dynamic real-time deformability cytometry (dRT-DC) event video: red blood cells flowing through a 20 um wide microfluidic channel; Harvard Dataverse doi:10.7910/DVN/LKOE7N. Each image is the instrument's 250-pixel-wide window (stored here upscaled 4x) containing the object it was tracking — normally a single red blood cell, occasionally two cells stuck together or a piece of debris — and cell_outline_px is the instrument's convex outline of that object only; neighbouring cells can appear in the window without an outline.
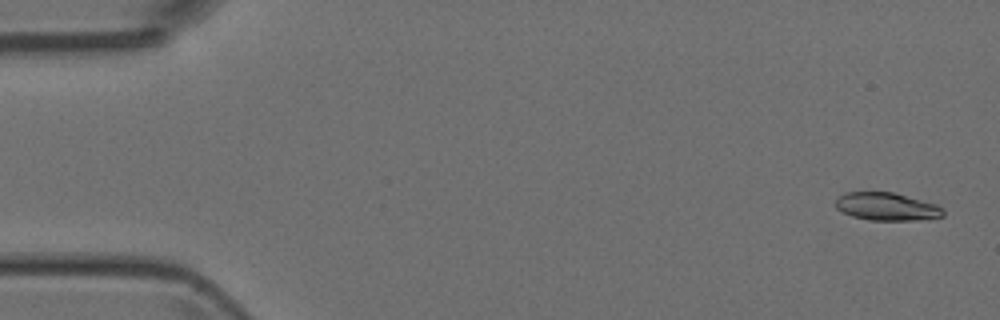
{"species": "Egyptian fruit bat (a non-hibernating species)", "species_latin": "Rousettus aegyptiacus", "temperature_condition": "room temperature", "stored_images_in_passage": 52, "segment_of_instrument_passage": [1, 2], "camera_frame_rate_fps": 3000, "um_per_image_px": 0.085, "animal": {"sex": "female"}, "frame": {"image": 1, "passage_image": 2, "time_ms": 0.333, "image_size_px": [1000, 320], "cell_outline_px": [[944, 216], [916, 220], [868, 220], [852, 216], [836, 208], [836, 200], [844, 192], [892, 192], [936, 204], [944, 208]], "centroid_in_image_um": [75.38, 17.56], "position_along_channel_um": 9.6, "area_um2": 17.34}}
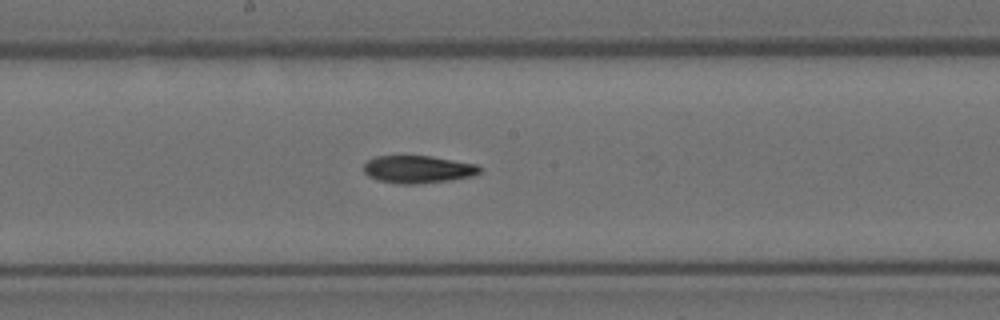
{"frame": {"image": 2, "passage_image": 27, "time_ms": 8.667, "image_size_px": [1000, 320], "cell_outline_px": [[480, 172], [472, 176], [452, 180], [416, 184], [400, 184], [376, 180], [368, 176], [364, 172], [364, 164], [368, 160], [376, 156], [432, 156], [476, 164], [480, 168]], "centroid_in_image_um": [35.51, 14.4], "position_along_channel_um": 212.7, "area_um2": 18.67}}
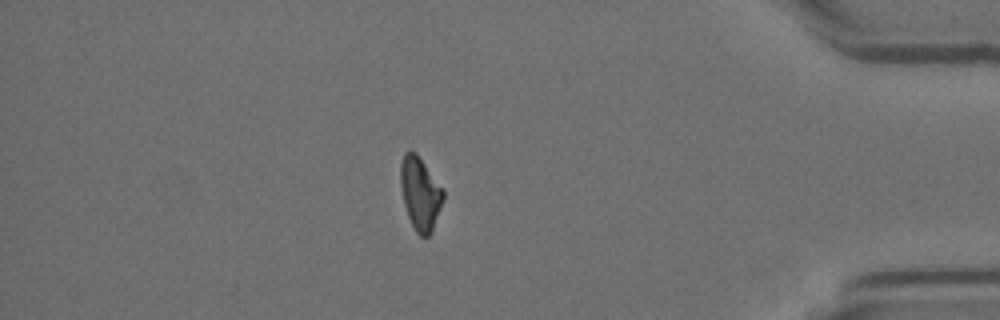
{"frame": {"image": 3, "passage_image": 44, "time_ms": 14.333, "image_size_px": [1000, 320], "cell_outline_px": [[444, 196], [432, 232], [428, 236], [420, 236], [416, 232], [408, 216], [404, 204], [400, 184], [400, 164], [404, 152], [416, 152], [444, 188]], "centroid_in_image_um": [35.72, 16.42], "position_along_channel_um": 399.5, "area_um2": 18.21}}